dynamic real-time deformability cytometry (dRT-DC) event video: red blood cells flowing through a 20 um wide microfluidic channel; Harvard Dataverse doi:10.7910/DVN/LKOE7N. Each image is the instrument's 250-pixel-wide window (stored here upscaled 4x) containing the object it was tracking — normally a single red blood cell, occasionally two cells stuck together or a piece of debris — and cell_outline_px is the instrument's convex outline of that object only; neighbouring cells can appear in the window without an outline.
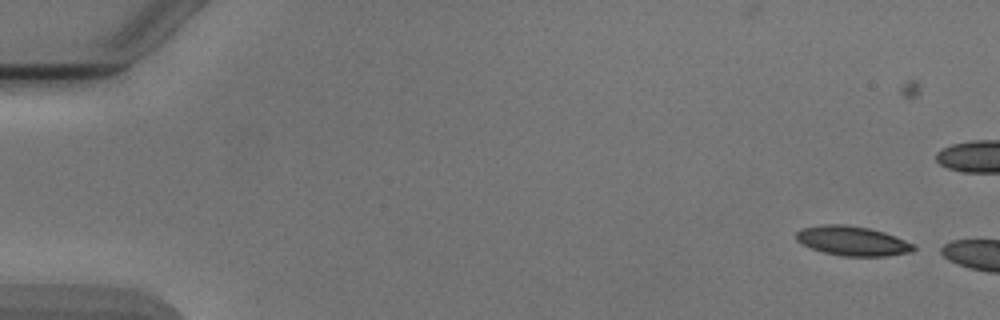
{"species": "Egyptian fruit bat (a non-hibernating species)", "species_latin": "Rousettus aegyptiacus", "temperature_condition": "cold", "stored_images_in_passage": 3, "camera_frame_rate_fps": 3000, "um_per_image_px": 0.085, "animal": {"sex": "male"}, "frame": {"image": 1, "passage_image": 1, "time_ms": 0.0, "image_size_px": [1000, 320], "cell_outline_px": [[916, 248], [912, 252], [884, 256], [844, 256], [824, 252], [812, 248], [796, 240], [796, 232], [800, 228], [824, 224], [844, 224], [868, 228], [884, 232], [896, 236], [916, 244]], "centroid_in_image_um": [72.49, 20.47], "position_along_channel_um": 12.5, "area_um2": 20.23}}